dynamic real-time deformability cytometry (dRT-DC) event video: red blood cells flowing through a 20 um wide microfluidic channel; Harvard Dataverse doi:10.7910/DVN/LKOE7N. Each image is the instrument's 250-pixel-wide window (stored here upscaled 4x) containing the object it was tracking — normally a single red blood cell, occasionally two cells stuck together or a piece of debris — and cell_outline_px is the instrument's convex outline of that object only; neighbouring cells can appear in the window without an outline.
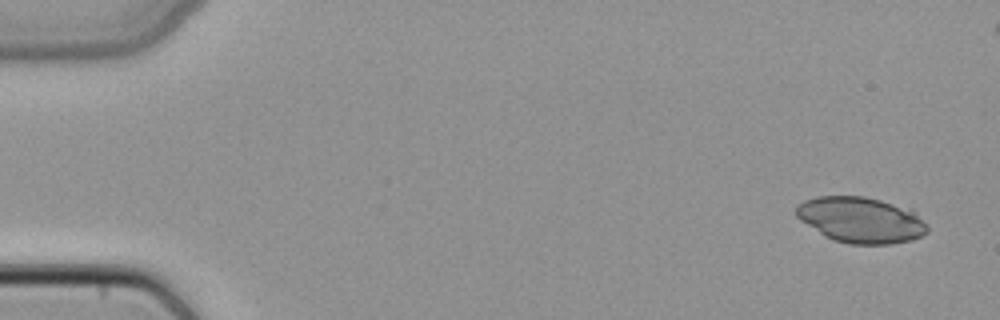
{"species": "common noctule bat (a hibernating species)", "species_latin": "Nyctalus noctula", "temperature_condition": "cold", "stored_images_in_passage": 4, "camera_frame_rate_fps": 3000, "um_per_image_px": 0.085, "animal": {"sex": "female", "body_mass_g": 22.7, "forearm_length_mm": 54.2}, "frame": {"image": 1, "passage_image": 1, "time_ms": 0.0, "image_size_px": [1000, 320], "cell_outline_px": [[928, 232], [912, 240], [888, 244], [848, 244], [832, 240], [824, 236], [800, 220], [796, 216], [796, 208], [804, 200], [816, 196], [864, 196], [912, 208], [916, 212], [928, 228]], "centroid_in_image_um": [73.18, 18.69], "position_along_channel_um": 11.8, "area_um2": 35.2}}